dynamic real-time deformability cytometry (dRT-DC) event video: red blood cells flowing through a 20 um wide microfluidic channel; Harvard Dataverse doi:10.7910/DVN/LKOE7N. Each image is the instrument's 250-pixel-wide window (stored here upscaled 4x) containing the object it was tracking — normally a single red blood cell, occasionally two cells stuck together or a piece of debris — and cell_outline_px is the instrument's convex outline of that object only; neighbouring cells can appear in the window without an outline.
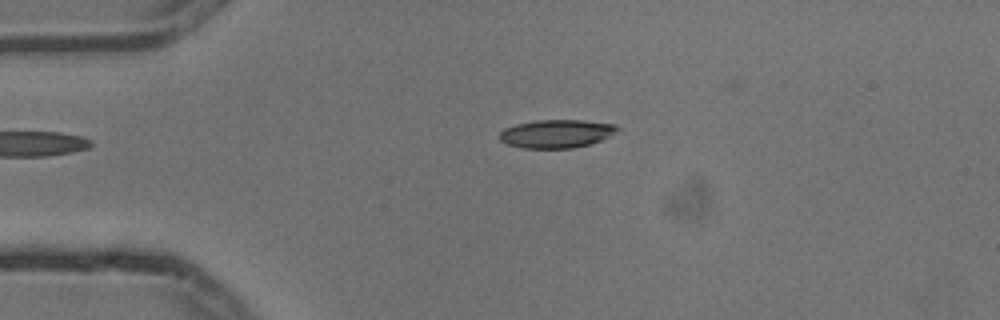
{"species": "common noctule bat (a hibernating species)", "species_latin": "Nyctalus noctula", "temperature_condition": "cold", "stored_images_in_passage": 4, "camera_frame_rate_fps": 3000, "um_per_image_px": 0.085, "animal": {"sex": "male", "body_mass_g": 13.3}, "frame": {"image": 1, "passage_image": 4, "time_ms": 1.0, "image_size_px": [1000, 320], "cell_outline_px": [[620, 128], [616, 132], [600, 140], [588, 144], [572, 148], [520, 148], [508, 144], [500, 140], [500, 132], [504, 128], [516, 124], [536, 120], [584, 120], [616, 124]], "centroid_in_image_um": [47.29, 11.35], "position_along_channel_um": 37.7, "area_um2": 19.36}}